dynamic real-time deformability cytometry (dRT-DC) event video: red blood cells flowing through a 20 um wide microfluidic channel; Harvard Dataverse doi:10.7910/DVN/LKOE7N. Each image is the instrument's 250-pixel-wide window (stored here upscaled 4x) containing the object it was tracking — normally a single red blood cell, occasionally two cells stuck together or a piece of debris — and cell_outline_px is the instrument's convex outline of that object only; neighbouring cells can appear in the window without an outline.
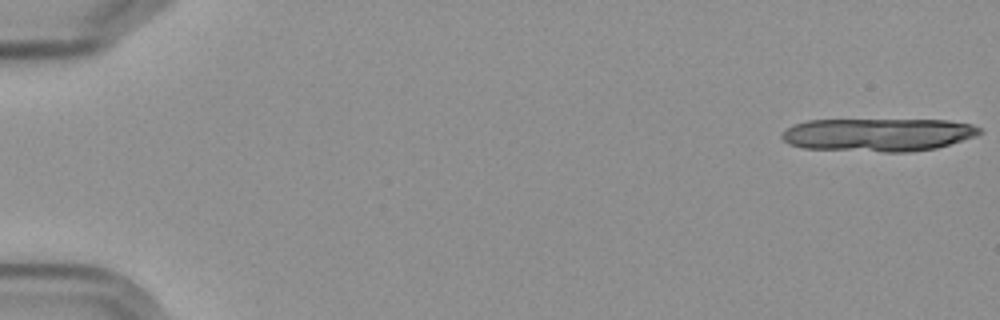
{"species": "Egyptian fruit bat (a non-hibernating species)", "species_latin": "Rousettus aegyptiacus", "temperature_condition": "cold", "stored_images_in_passage": 7, "camera_frame_rate_fps": 3000, "um_per_image_px": 0.085, "frame": {"image": 1, "passage_image": 1, "time_ms": 0.0, "image_size_px": [1000, 320], "cell_outline_px": [[984, 132], [976, 136], [936, 148], [912, 152], [884, 152], [804, 148], [788, 144], [780, 136], [792, 124], [808, 120], [948, 120], [972, 124], [984, 128]], "centroid_in_image_um": [74.68, 11.45], "position_along_channel_um": 10.3, "area_um2": 38.38}}
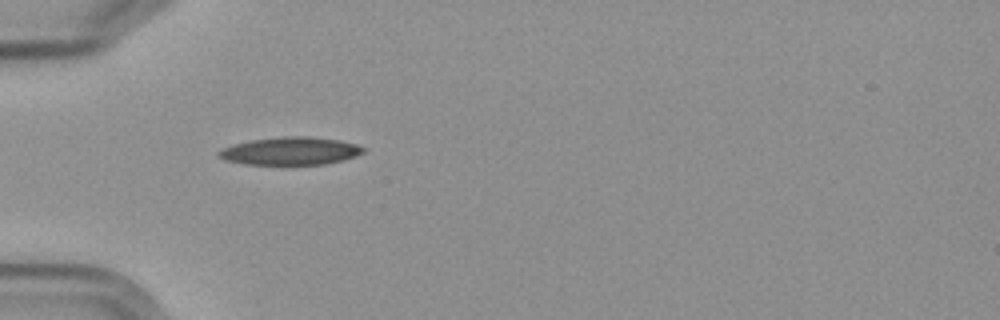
{"frame": {"image": 2, "passage_image": 6, "time_ms": 6.0, "image_size_px": [1000, 320], "cell_outline_px": [[364, 152], [356, 156], [324, 164], [244, 164], [224, 160], [216, 152], [232, 144], [252, 140], [284, 136], [308, 136], [340, 140], [356, 144], [364, 148]], "centroid_in_image_um": [24.67, 12.83], "position_along_channel_um": 60.3, "area_um2": 23.24}}